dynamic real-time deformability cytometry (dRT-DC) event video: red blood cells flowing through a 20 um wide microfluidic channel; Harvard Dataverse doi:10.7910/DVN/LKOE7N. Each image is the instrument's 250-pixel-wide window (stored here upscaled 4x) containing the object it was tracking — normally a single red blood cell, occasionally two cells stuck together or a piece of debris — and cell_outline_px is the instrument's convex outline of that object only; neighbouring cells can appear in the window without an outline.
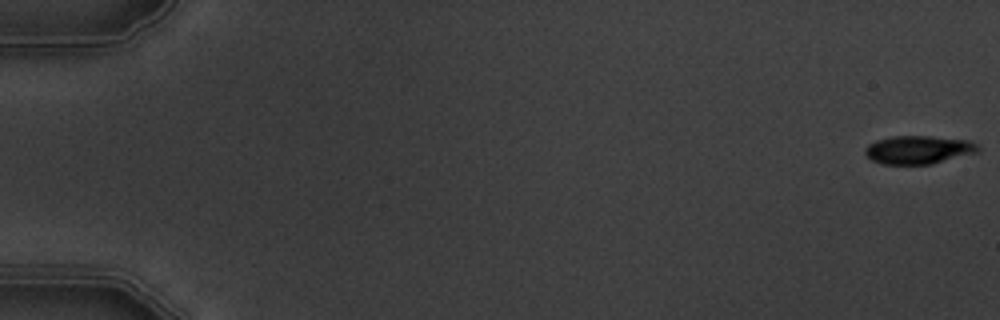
{"species": "common noctule bat (a hibernating species)", "species_latin": "Nyctalus noctula", "temperature_condition": "warm", "stored_images_in_passage": 6, "camera_frame_rate_fps": 3000, "um_per_image_px": 0.085, "animal": {"sex": "male", "body_mass_g": 19.5, "forearm_length_mm": 54.6}, "frame": {"image": 1, "passage_image": 1, "time_ms": 0.0, "image_size_px": [1000, 320], "cell_outline_px": [[980, 148], [976, 152], [932, 164], [884, 164], [872, 160], [864, 152], [864, 148], [868, 144], [876, 140], [892, 136], [928, 136], [968, 140], [976, 144]], "centroid_in_image_um": [78.03, 12.72], "position_along_channel_um": 7.0, "area_um2": 18.44}}
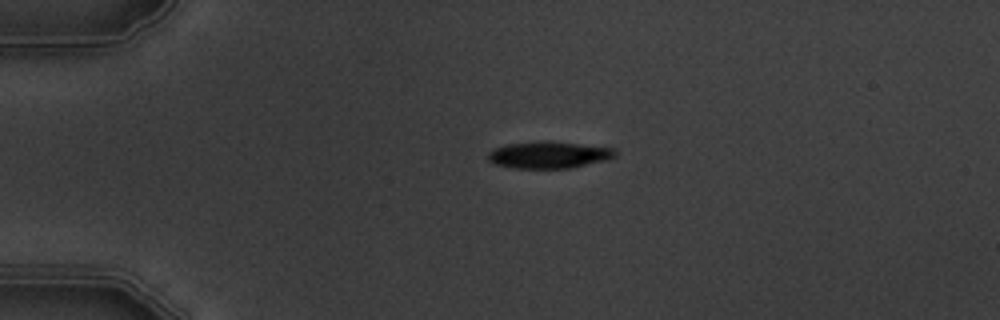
{"frame": {"image": 2, "passage_image": 4, "time_ms": 4.333, "image_size_px": [1000, 320], "cell_outline_px": [[616, 156], [604, 160], [568, 168], [512, 168], [492, 164], [488, 160], [488, 152], [492, 148], [508, 144], [540, 140], [544, 140], [616, 148]], "centroid_in_image_um": [46.58, 13.15], "position_along_channel_um": 38.4, "area_um2": 20.0}}
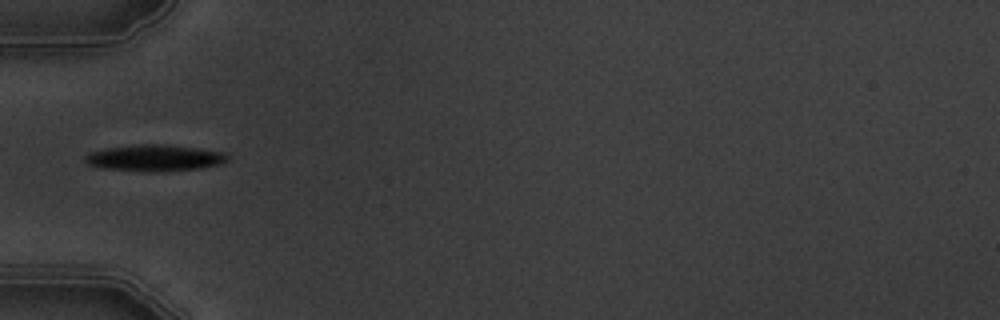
{"frame": {"image": 3, "passage_image": 6, "time_ms": 6.333, "image_size_px": [1000, 320], "cell_outline_px": [[228, 160], [220, 164], [200, 168], [168, 172], [144, 172], [100, 168], [88, 164], [84, 160], [84, 156], [92, 152], [108, 148], [140, 144], [164, 144], [196, 148], [224, 152], [228, 156]], "centroid_in_image_um": [13.15, 13.44], "position_along_channel_um": 71.9, "area_um2": 22.08}}